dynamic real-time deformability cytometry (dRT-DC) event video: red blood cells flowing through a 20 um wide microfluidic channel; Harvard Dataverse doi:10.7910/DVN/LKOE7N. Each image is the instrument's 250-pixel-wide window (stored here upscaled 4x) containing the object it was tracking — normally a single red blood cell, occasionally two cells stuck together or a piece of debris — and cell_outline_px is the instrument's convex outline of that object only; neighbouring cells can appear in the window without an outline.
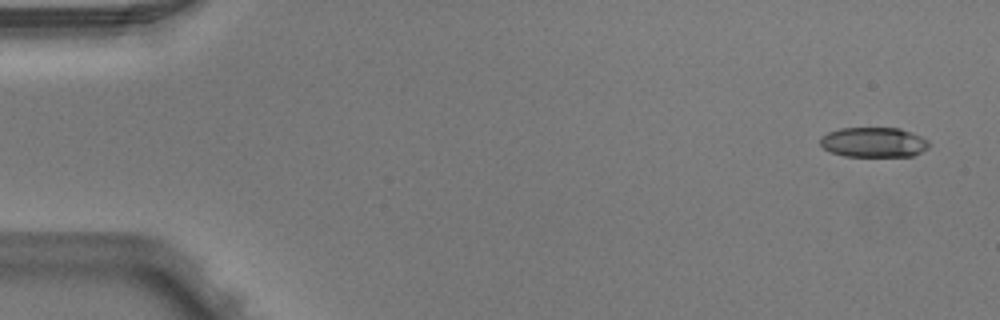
{"species": "Egyptian fruit bat (a non-hibernating species)", "species_latin": "Rousettus aegyptiacus", "temperature_condition": "warm", "stored_images_in_passage": 6, "camera_frame_rate_fps": 3000, "um_per_image_px": 0.085, "animal": {"sex": "male"}, "frame": {"image": 1, "passage_image": 1, "time_ms": 0.0, "image_size_px": [1000, 320], "cell_outline_px": [[928, 148], [912, 156], [844, 156], [832, 152], [824, 148], [820, 144], [820, 136], [828, 132], [840, 128], [900, 128], [920, 136], [928, 140]], "centroid_in_image_um": [74.24, 12.09], "position_along_channel_um": 10.8, "area_um2": 18.9}}
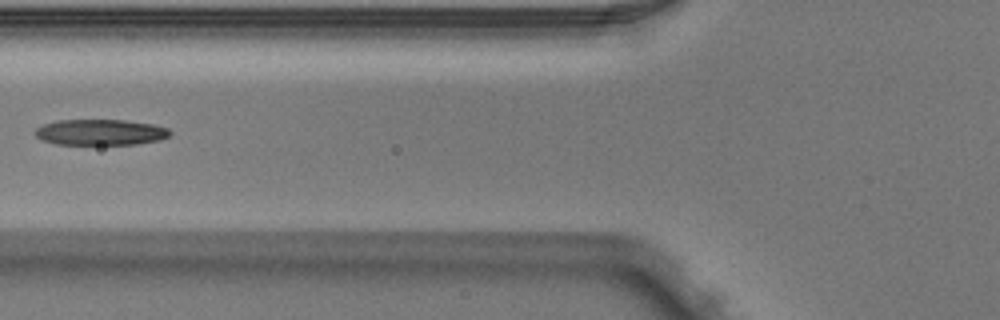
{"frame": {"image": 2, "passage_image": 5, "time_ms": 1.333, "image_size_px": [1000, 320], "cell_outline_px": [[172, 132], [168, 136], [160, 140], [136, 144], [56, 144], [40, 140], [32, 132], [36, 128], [44, 124], [56, 120], [124, 120], [152, 124], [168, 128]], "centroid_in_image_um": [8.5, 11.24], "position_along_channel_um": 117.3, "area_um2": 20.4}}
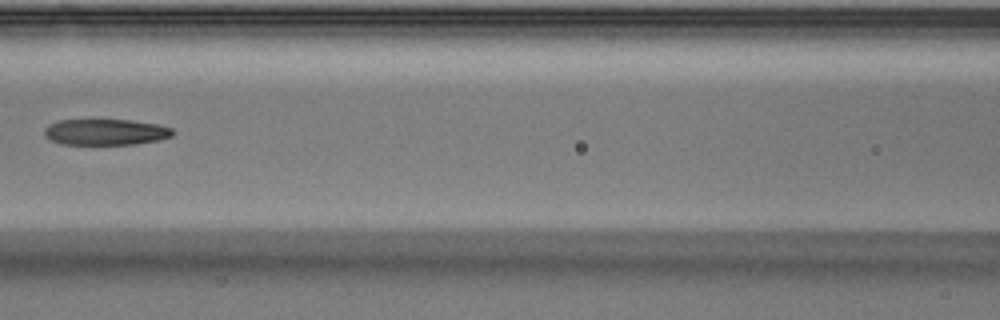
{"frame": {"image": 3, "passage_image": 6, "time_ms": 1.667, "image_size_px": [1000, 320], "cell_outline_px": [[176, 132], [172, 136], [160, 140], [136, 144], [60, 144], [44, 136], [44, 128], [48, 124], [60, 120], [92, 116], [128, 120], [156, 124], [172, 128]], "centroid_in_image_um": [8.93, 11.17], "position_along_channel_um": 157.7, "area_um2": 20.52}}